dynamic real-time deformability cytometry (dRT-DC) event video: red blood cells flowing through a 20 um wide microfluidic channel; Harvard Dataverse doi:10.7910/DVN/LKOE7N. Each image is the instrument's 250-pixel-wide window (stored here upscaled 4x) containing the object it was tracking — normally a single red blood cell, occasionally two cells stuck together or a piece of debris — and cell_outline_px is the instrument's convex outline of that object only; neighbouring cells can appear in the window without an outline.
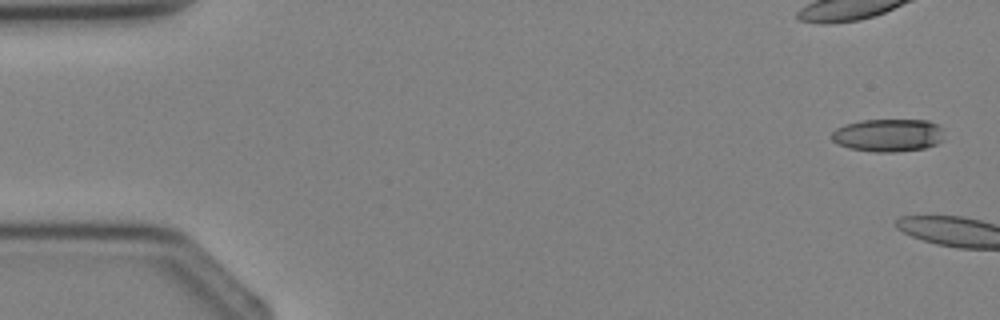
{"species": "Egyptian fruit bat (a non-hibernating species)", "species_latin": "Rousettus aegyptiacus", "temperature_condition": "cold", "stored_images_in_passage": 5, "camera_frame_rate_fps": 3000, "um_per_image_px": 0.085, "animal": {"sex": "female"}, "frame": {"image": 1, "passage_image": 1, "time_ms": 0.0, "image_size_px": [1000, 320], "cell_outline_px": [[944, 140], [936, 144], [924, 148], [896, 152], [872, 152], [848, 148], [832, 140], [832, 132], [836, 128], [844, 124], [860, 120], [928, 120], [940, 124]], "centroid_in_image_um": [75.51, 11.49], "position_along_channel_um": 9.5, "area_um2": 21.73}}